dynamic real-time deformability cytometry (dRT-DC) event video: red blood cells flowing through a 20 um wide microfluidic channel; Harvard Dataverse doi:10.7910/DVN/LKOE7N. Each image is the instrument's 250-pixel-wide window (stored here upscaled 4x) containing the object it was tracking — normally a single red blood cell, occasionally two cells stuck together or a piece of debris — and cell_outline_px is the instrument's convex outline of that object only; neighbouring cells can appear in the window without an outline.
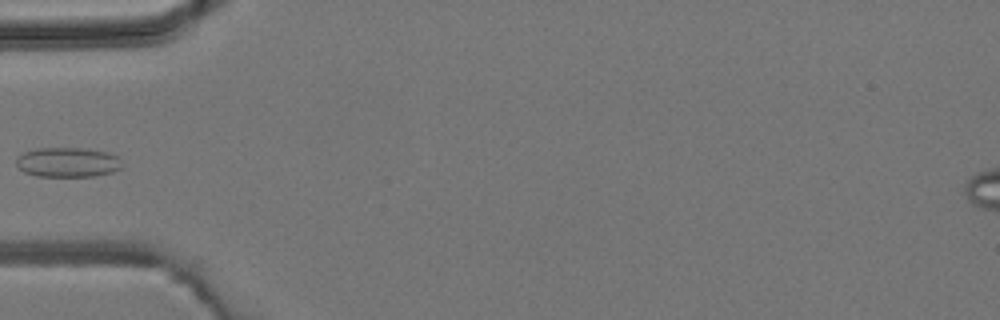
{"species": "common noctule bat (a hibernating species)", "species_latin": "Nyctalus noctula", "temperature_condition": "room temperature", "stored_images_in_passage": 4, "camera_frame_rate_fps": 3000, "um_per_image_px": 0.085, "animal": {"sex": "male", "body_mass_g": 19.2, "forearm_length_mm": 51.8}, "frame": {"image": 1, "passage_image": 4, "time_ms": 3.667, "image_size_px": [1000, 320], "cell_outline_px": [[120, 168], [112, 172], [92, 176], [36, 176], [24, 172], [16, 164], [16, 156], [24, 152], [36, 148], [80, 148], [108, 152], [116, 156], [120, 160]], "centroid_in_image_um": [5.7, 13.79], "position_along_channel_um": 79.3, "area_um2": 18.21}}